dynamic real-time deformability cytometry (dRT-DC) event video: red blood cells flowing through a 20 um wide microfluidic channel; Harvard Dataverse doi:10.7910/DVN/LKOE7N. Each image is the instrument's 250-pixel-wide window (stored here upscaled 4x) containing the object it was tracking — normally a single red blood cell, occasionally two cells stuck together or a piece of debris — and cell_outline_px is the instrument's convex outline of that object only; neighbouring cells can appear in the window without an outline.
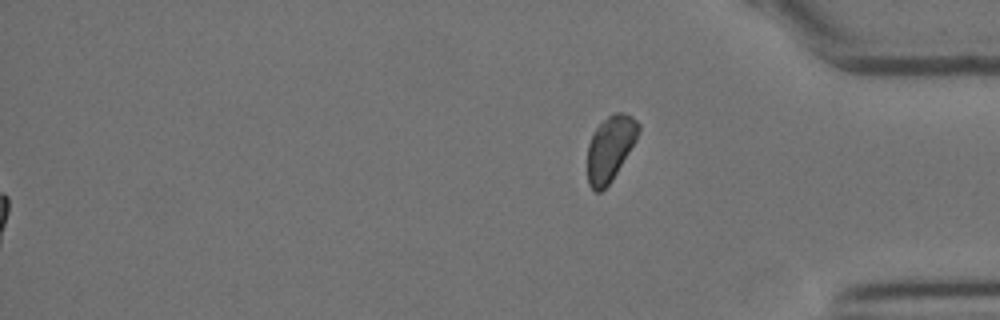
{"species": "Egyptian fruit bat (a non-hibernating species)", "species_latin": "Rousettus aegyptiacus", "temperature_condition": "cold", "stored_images_in_passage": 58, "segment_of_instrument_passage": [2, 2], "camera_frame_rate_fps": 3000, "um_per_image_px": 0.085, "animal": {"sex": "female"}, "frame": {"image": 1, "passage_image": 58, "time_ms": 19.0, "image_size_px": [1000, 320], "cell_outline_px": [[640, 132], [636, 140], [612, 180], [600, 192], [596, 192], [588, 184], [588, 144], [596, 128], [608, 116], [616, 112], [624, 112], [632, 116], [640, 124]], "centroid_in_image_um": [51.88, 12.59], "position_along_channel_um": 383.3, "area_um2": 19.19}}